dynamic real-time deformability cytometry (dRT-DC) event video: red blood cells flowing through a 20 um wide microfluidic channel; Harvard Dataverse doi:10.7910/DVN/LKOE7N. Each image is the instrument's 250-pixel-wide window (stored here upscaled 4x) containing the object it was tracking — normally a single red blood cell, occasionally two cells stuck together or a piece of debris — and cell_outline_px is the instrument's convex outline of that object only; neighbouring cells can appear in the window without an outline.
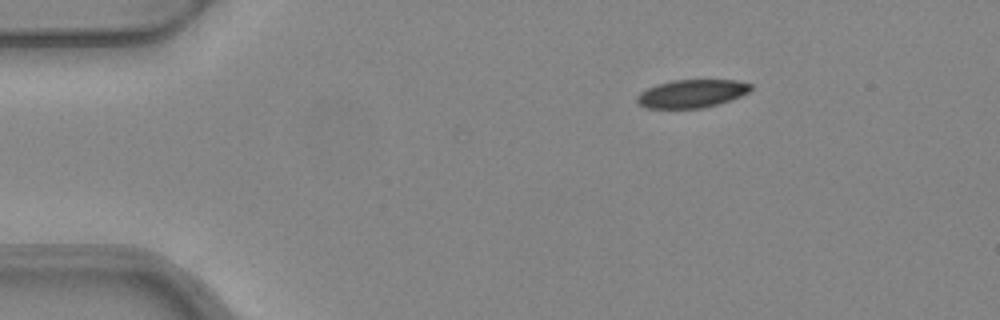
{"species": "common noctule bat (a hibernating species)", "species_latin": "Nyctalus noctula", "temperature_condition": "warm", "stored_images_in_passage": 4, "camera_frame_rate_fps": 3000, "um_per_image_px": 0.085, "animal": {"sex": "female", "body_mass_g": 24.6, "forearm_length_mm": 56.2}, "frame": {"image": 1, "passage_image": 1, "time_ms": 0.0, "image_size_px": [1000, 320], "cell_outline_px": [[752, 88], [748, 92], [740, 96], [716, 104], [700, 108], [648, 108], [640, 104], [636, 100], [636, 96], [640, 92], [656, 84], [672, 80], [736, 80], [752, 84]], "centroid_in_image_um": [58.78, 7.94], "position_along_channel_um": 26.2, "area_um2": 18.44}}
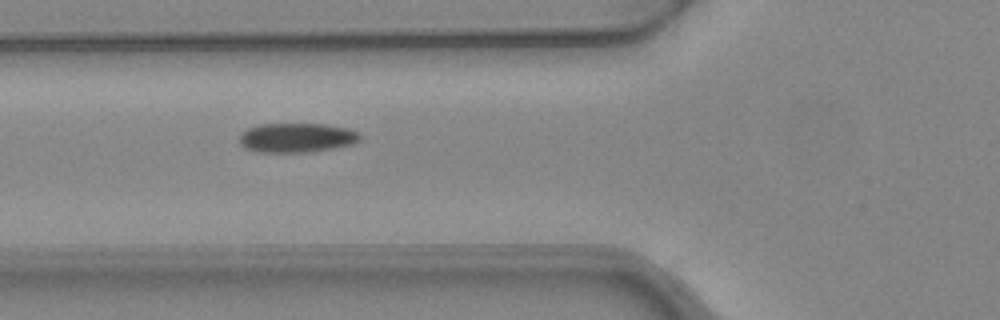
{"frame": {"image": 2, "passage_image": 4, "time_ms": 1.0, "image_size_px": [1000, 320], "cell_outline_px": [[360, 140], [352, 144], [332, 148], [308, 152], [260, 152], [244, 148], [240, 144], [240, 136], [248, 128], [260, 124], [324, 124], [348, 128], [360, 132]], "centroid_in_image_um": [25.23, 11.7], "position_along_channel_um": 100.6, "area_um2": 20.58}}